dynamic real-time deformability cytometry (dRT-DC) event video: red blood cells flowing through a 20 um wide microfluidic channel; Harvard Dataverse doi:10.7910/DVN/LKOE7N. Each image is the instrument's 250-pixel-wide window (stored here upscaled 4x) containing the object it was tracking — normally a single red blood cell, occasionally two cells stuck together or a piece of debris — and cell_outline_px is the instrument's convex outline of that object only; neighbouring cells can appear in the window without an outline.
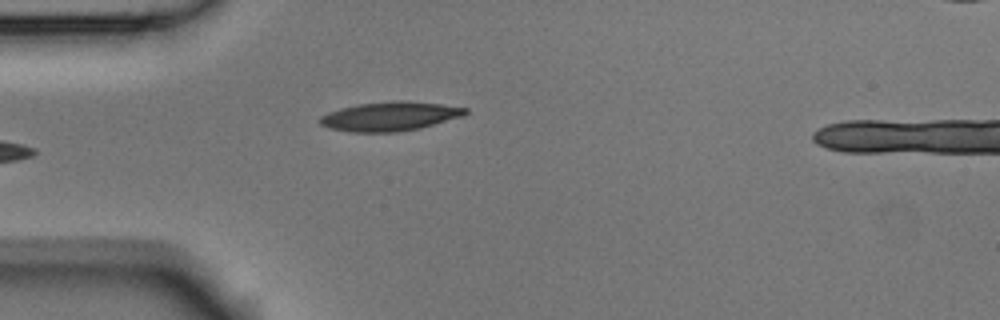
{"species": "Egyptian fruit bat (a non-hibernating species)", "species_latin": "Rousettus aegyptiacus", "temperature_condition": "room temperature", "stored_images_in_passage": 4, "camera_frame_rate_fps": 3000, "um_per_image_px": 0.085, "animal": {"sex": "male"}, "frame": {"image": 1, "passage_image": 4, "time_ms": 1.0, "image_size_px": [1000, 320], "cell_outline_px": [[468, 112], [464, 116], [420, 128], [400, 132], [348, 132], [328, 128], [320, 124], [316, 120], [320, 116], [328, 112], [340, 108], [360, 104], [392, 100], [404, 100], [440, 104], [468, 108]], "centroid_in_image_um": [33.12, 9.89], "position_along_channel_um": 51.9, "area_um2": 24.97}}